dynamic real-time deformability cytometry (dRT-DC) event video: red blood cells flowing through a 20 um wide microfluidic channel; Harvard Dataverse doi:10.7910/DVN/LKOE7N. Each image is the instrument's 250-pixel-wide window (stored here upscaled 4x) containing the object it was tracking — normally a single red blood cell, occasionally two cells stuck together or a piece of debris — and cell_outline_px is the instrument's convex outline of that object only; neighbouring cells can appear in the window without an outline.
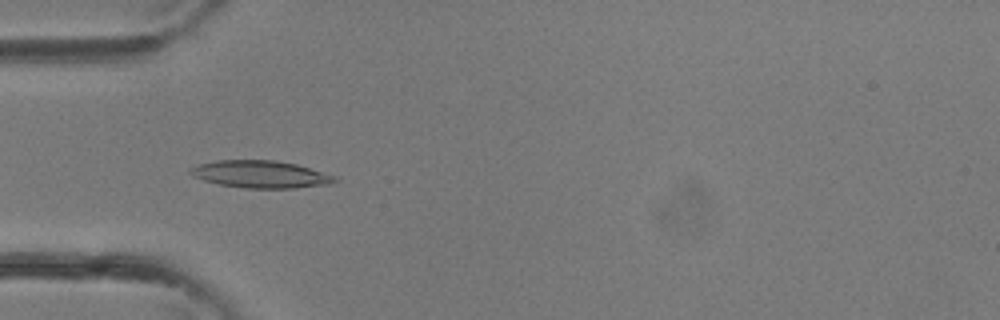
{"species": "common noctule bat (a hibernating species)", "species_latin": "Nyctalus noctula", "temperature_condition": "room temperature", "stored_images_in_passage": 28, "camera_frame_rate_fps": 3000, "um_per_image_px": 0.085, "animal": {"sex": "female"}, "frame": {"image": 1, "passage_image": 3, "time_ms": 0.667, "image_size_px": [1000, 320], "cell_outline_px": [[340, 180], [328, 184], [296, 188], [244, 188], [220, 184], [204, 180], [192, 176], [188, 172], [192, 168], [200, 164], [216, 160], [276, 160], [296, 164], [336, 176]], "centroid_in_image_um": [22.17, 14.81], "position_along_channel_um": 62.8, "area_um2": 22.89}}
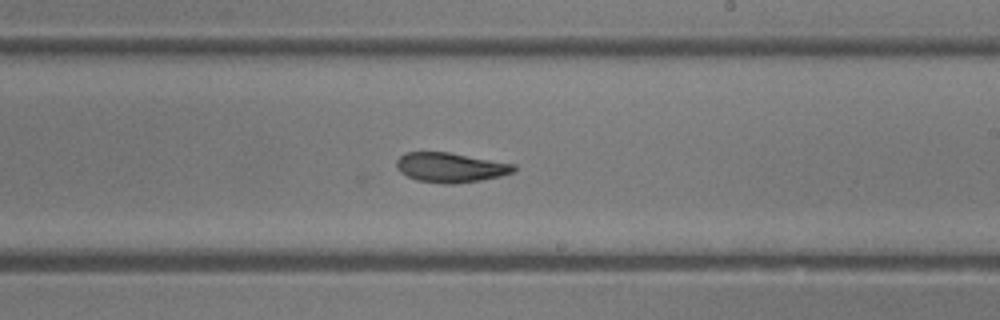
{"frame": {"image": 2, "passage_image": 13, "time_ms": 4.0, "image_size_px": [1000, 320], "cell_outline_px": [[516, 168], [512, 172], [500, 176], [480, 180], [452, 184], [444, 184], [416, 180], [400, 172], [396, 168], [396, 160], [404, 152], [448, 152], [516, 164]], "centroid_in_image_um": [38.26, 14.23], "position_along_channel_um": 250.7, "area_um2": 20.29}}
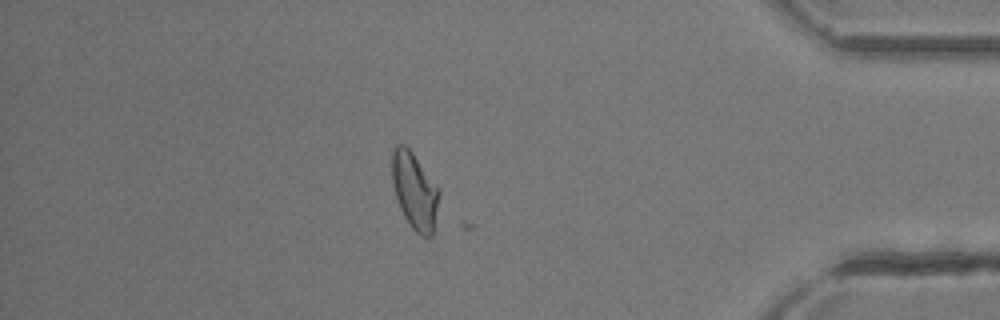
{"frame": {"image": 3, "passage_image": 23, "time_ms": 7.333, "image_size_px": [1000, 320], "cell_outline_px": [[440, 192], [432, 236], [420, 236], [412, 228], [404, 216], [400, 208], [396, 196], [392, 180], [392, 148], [396, 144], [404, 144], [412, 152], [440, 188]], "centroid_in_image_um": [35.25, 16.2], "position_along_channel_um": 400.0, "area_um2": 20.98}}